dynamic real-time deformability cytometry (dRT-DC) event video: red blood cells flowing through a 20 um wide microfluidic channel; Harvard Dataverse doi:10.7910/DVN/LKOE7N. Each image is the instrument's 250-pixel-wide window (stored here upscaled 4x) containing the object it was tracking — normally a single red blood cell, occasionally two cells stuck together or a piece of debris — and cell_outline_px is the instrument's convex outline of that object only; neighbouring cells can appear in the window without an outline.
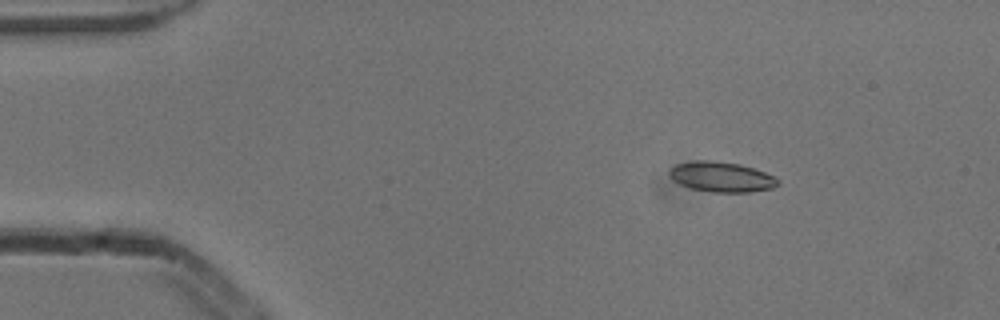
{"species": "common noctule bat (a hibernating species)", "species_latin": "Nyctalus noctula", "temperature_condition": "cold", "stored_images_in_passage": 6, "camera_frame_rate_fps": 3000, "um_per_image_px": 0.085, "animal": {"sex": "male", "body_mass_g": 13.3}, "frame": {"image": 1, "passage_image": 3, "time_ms": 0.667, "image_size_px": [1000, 320], "cell_outline_px": [[780, 184], [772, 188], [748, 192], [712, 192], [692, 188], [680, 184], [672, 180], [668, 176], [668, 168], [676, 164], [696, 160], [712, 160], [740, 164], [764, 172], [780, 180]], "centroid_in_image_um": [61.28, 15.03], "position_along_channel_um": 23.7, "area_um2": 19.13}}
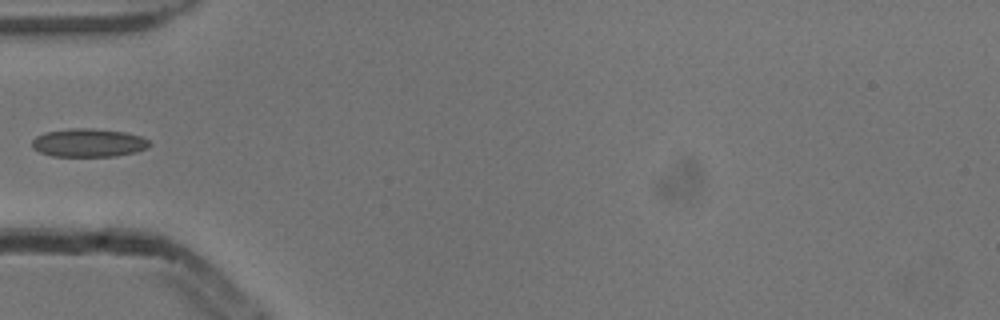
{"frame": {"image": 2, "passage_image": 6, "time_ms": 1.667, "image_size_px": [1000, 320], "cell_outline_px": [[152, 144], [148, 148], [136, 152], [116, 156], [52, 156], [40, 152], [32, 148], [32, 140], [36, 136], [44, 132], [68, 128], [92, 128], [124, 132], [140, 136], [148, 140]], "centroid_in_image_um": [7.52, 12.13], "position_along_channel_um": 77.5, "area_um2": 19.54}}